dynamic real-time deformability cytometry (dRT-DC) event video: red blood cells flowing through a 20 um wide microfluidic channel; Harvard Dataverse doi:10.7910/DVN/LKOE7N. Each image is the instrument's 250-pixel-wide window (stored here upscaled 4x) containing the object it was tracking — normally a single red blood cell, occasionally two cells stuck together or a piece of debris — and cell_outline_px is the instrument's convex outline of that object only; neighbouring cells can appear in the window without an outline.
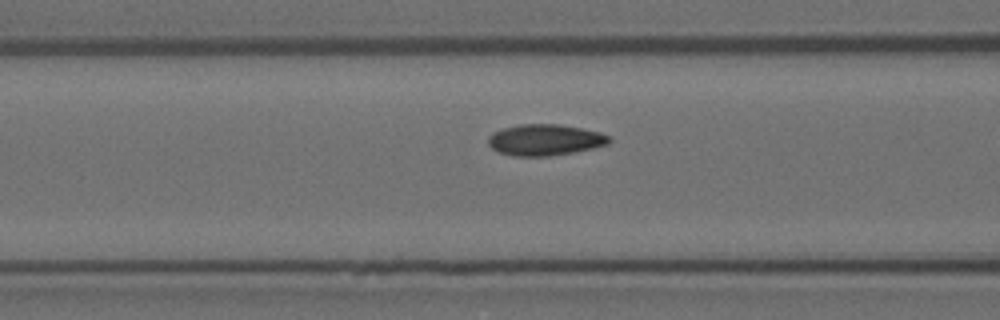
{"species": "Egyptian fruit bat (a non-hibernating species)", "species_latin": "Rousettus aegyptiacus", "temperature_condition": "room temperature", "stored_images_in_passage": 21, "camera_frame_rate_fps": 3000, "um_per_image_px": 0.085, "animal": {"sex": "female"}, "frame": {"image": 1, "passage_image": 19, "time_ms": 6.0, "image_size_px": [1000, 320], "cell_outline_px": [[612, 140], [608, 144], [592, 148], [572, 152], [548, 156], [516, 156], [500, 152], [492, 148], [488, 144], [488, 136], [492, 132], [504, 128], [520, 124], [560, 124], [600, 132], [608, 136]], "centroid_in_image_um": [46.31, 11.88], "position_along_channel_um": 120.3, "area_um2": 21.85}}